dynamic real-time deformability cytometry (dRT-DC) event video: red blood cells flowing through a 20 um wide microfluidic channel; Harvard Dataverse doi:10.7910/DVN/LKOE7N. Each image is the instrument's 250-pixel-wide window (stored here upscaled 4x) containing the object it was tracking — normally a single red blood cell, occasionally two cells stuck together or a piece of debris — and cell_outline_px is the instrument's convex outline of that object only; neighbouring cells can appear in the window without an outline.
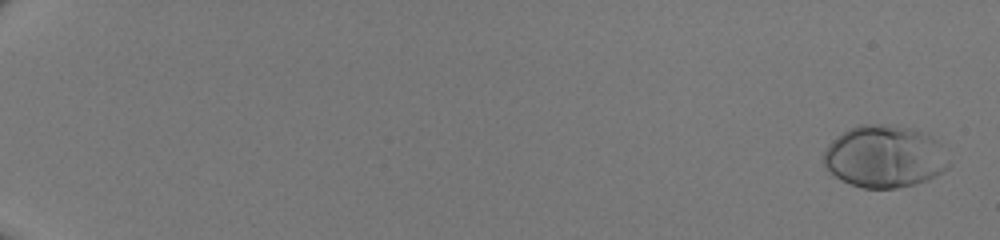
{"species": "human", "species_latin": "Homo sapiens", "temperature_condition": "room temperature", "stored_images_in_passage": 51, "camera_frame_rate_fps": 3000, "um_per_image_px": 0.085, "donor": {"sex": "male"}, "frame": {"image": 1, "passage_image": 2, "time_ms": 0.333, "image_size_px": [1000, 240], "cell_outline_px": [[952, 164], [948, 168], [936, 176], [928, 180], [916, 184], [896, 188], [864, 188], [852, 184], [836, 176], [824, 164], [824, 152], [828, 144], [836, 136], [860, 124], [896, 124], [912, 128], [924, 132], [932, 136], [940, 144]], "centroid_in_image_um": [75.25, 13.29], "position_along_channel_um": 9.8, "area_um2": 45.6}}
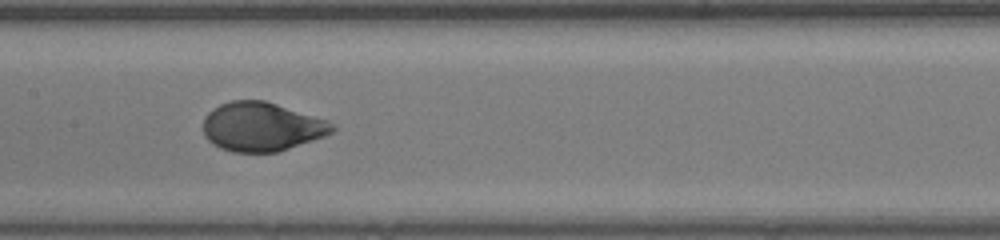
{"frame": {"image": 2, "passage_image": 30, "time_ms": 9.667, "image_size_px": [1000, 240], "cell_outline_px": [[336, 128], [332, 132], [324, 136], [276, 152], [232, 152], [220, 148], [212, 144], [204, 136], [204, 116], [212, 108], [220, 104], [232, 100], [264, 100], [328, 120], [336, 124]], "centroid_in_image_um": [22.22, 10.77], "position_along_channel_um": 185.2, "area_um2": 36.82}}
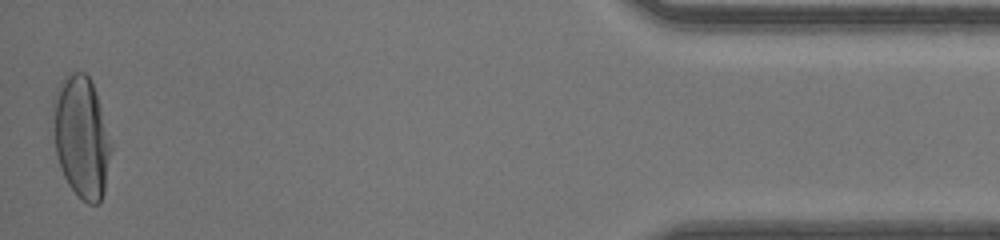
{"frame": {"image": 3, "passage_image": 51, "time_ms": 16.667, "image_size_px": [1000, 240], "cell_outline_px": [[112, 148], [104, 192], [100, 204], [88, 204], [68, 184], [60, 168], [56, 152], [52, 104], [52, 100], [56, 88], [64, 76], [68, 72], [84, 72], [88, 76], [92, 84], [112, 144]], "centroid_in_image_um": [6.91, 11.64], "position_along_channel_um": 428.3, "area_um2": 40.92}}